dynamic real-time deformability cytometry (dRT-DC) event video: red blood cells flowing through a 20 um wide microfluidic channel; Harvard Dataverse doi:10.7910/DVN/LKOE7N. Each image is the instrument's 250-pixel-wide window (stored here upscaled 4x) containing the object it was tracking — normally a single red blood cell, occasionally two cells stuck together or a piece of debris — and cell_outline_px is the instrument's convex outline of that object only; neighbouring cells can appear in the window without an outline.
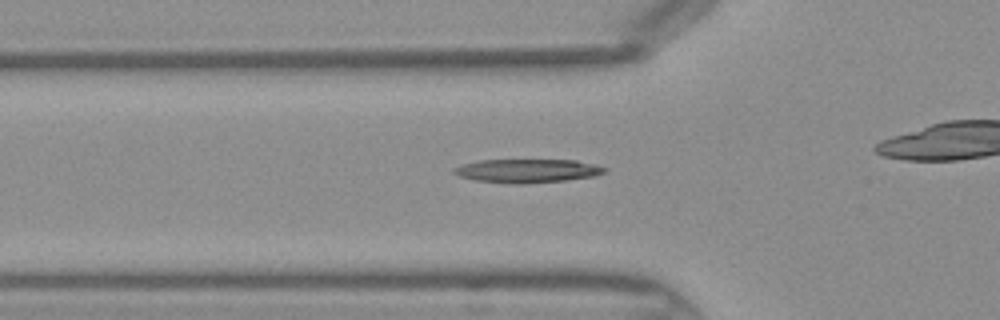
{"species": "Egyptian fruit bat (a non-hibernating species)", "species_latin": "Rousettus aegyptiacus", "temperature_condition": "warm", "stored_images_in_passage": 31, "camera_frame_rate_fps": 3000, "um_per_image_px": 0.085, "frame": {"image": 1, "passage_image": 10, "time_ms": 3.0, "image_size_px": [1000, 320], "cell_outline_px": [[608, 168], [604, 172], [596, 176], [564, 180], [524, 184], [516, 184], [476, 180], [460, 176], [452, 172], [452, 168], [464, 164], [480, 160], [576, 160], [596, 164]], "centroid_in_image_um": [44.85, 14.51], "position_along_channel_um": 80.9, "area_um2": 20.69}}
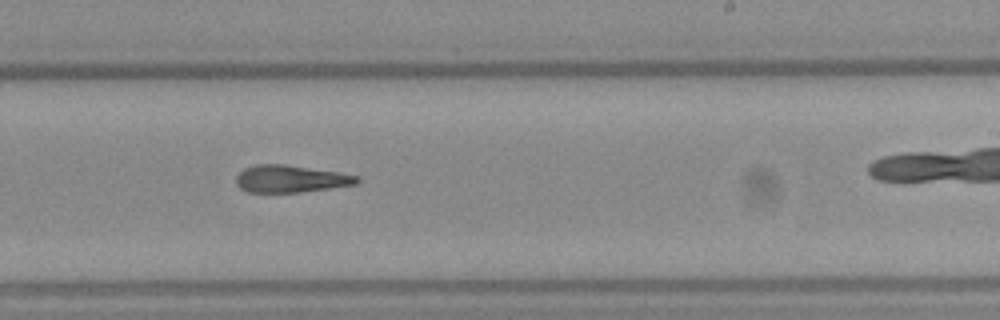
{"frame": {"image": 2, "passage_image": 22, "time_ms": 7.0, "image_size_px": [1000, 320], "cell_outline_px": [[360, 180], [356, 184], [332, 188], [300, 192], [248, 192], [240, 188], [236, 184], [236, 176], [244, 168], [256, 164], [284, 164], [336, 172], [360, 176]], "centroid_in_image_um": [24.69, 15.2], "position_along_channel_um": 264.3, "area_um2": 19.13}}
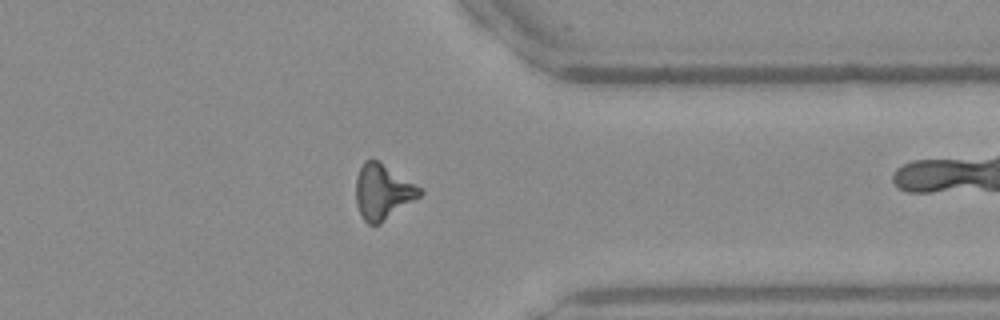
{"frame": {"image": 3, "passage_image": 30, "time_ms": 9.667, "image_size_px": [1000, 320], "cell_outline_px": [[424, 192], [420, 196], [380, 224], [368, 224], [364, 220], [356, 204], [356, 176], [364, 160], [380, 160], [420, 188]], "centroid_in_image_um": [32.51, 16.29], "position_along_channel_um": 378.9, "area_um2": 20.4}}